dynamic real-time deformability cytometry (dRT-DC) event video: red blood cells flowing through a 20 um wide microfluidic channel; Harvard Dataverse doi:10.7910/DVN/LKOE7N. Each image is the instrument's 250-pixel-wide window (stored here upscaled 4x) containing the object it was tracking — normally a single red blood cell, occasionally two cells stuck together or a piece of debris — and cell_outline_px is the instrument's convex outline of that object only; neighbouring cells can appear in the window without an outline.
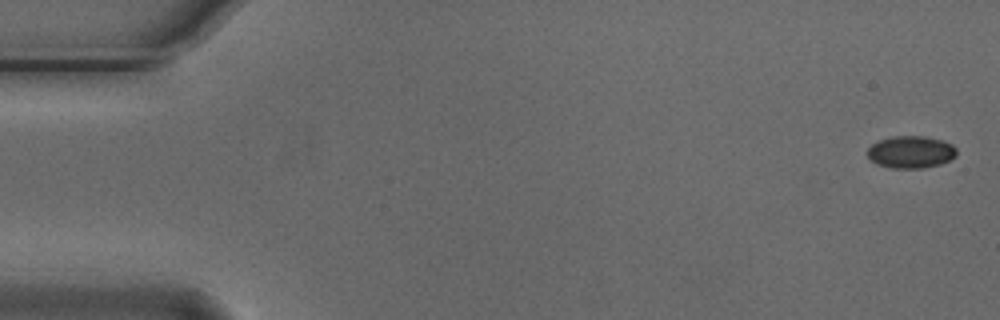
{"species": "Egyptian fruit bat (a non-hibernating species)", "species_latin": "Rousettus aegyptiacus", "temperature_condition": "cold", "stored_images_in_passage": 5, "camera_frame_rate_fps": 3000, "um_per_image_px": 0.085, "animal": {"sex": "male"}, "frame": {"image": 1, "passage_image": 1, "time_ms": 0.0, "image_size_px": [1000, 320], "cell_outline_px": [[956, 156], [940, 164], [924, 168], [892, 168], [876, 164], [868, 156], [868, 148], [872, 144], [880, 140], [892, 136], [924, 136], [944, 140], [952, 144], [956, 148]], "centroid_in_image_um": [77.44, 12.92], "position_along_channel_um": 7.6, "area_um2": 16.76}}
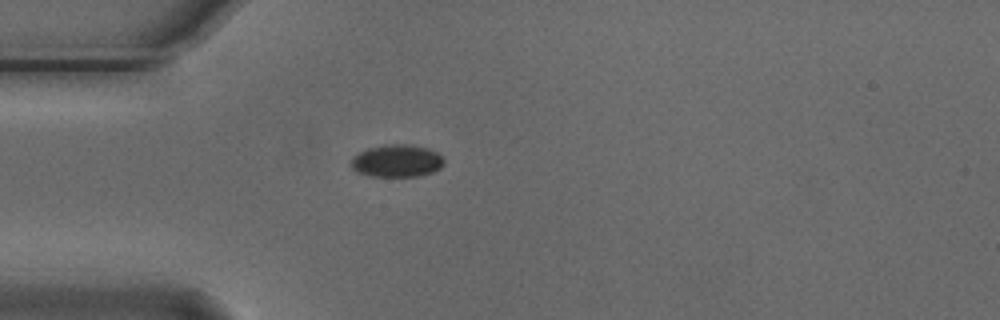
{"frame": {"image": 2, "passage_image": 5, "time_ms": 1.333, "image_size_px": [1000, 320], "cell_outline_px": [[444, 164], [440, 168], [432, 172], [420, 176], [372, 176], [356, 172], [352, 168], [352, 156], [368, 148], [388, 144], [404, 144], [428, 148], [444, 156]], "centroid_in_image_um": [33.75, 13.67], "position_along_channel_um": 51.2, "area_um2": 17.57}}